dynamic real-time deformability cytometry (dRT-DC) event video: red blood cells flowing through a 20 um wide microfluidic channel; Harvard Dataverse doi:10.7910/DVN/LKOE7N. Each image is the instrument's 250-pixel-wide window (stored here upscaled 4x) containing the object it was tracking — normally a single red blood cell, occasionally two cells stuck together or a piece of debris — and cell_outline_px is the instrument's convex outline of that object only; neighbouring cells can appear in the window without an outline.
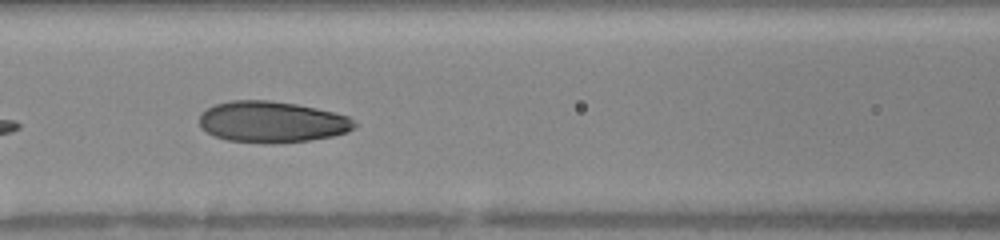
{"species": "human", "species_latin": "Homo sapiens", "temperature_condition": "warm", "stored_images_in_passage": 22, "camera_frame_rate_fps": 3000, "um_per_image_px": 0.085, "donor": {"sex": "female"}, "frame": {"image": 1, "passage_image": 10, "time_ms": 6.667, "image_size_px": [1000, 240], "cell_outline_px": [[360, 124], [348, 132], [332, 136], [308, 140], [272, 144], [264, 144], [228, 140], [216, 136], [208, 132], [200, 124], [200, 116], [208, 108], [216, 104], [232, 100], [268, 100], [296, 104], [316, 108], [348, 116]], "centroid_in_image_um": [23.17, 10.37], "position_along_channel_um": 143.4, "area_um2": 37.17}}
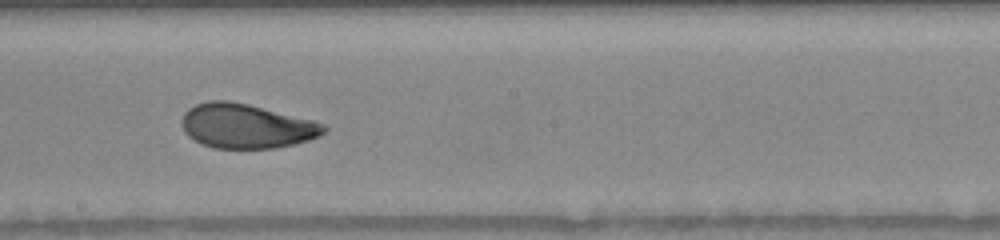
{"frame": {"image": 2, "passage_image": 12, "time_ms": 8.667, "image_size_px": [1000, 240], "cell_outline_px": [[328, 128], [324, 132], [308, 140], [276, 148], [216, 148], [200, 144], [188, 136], [184, 132], [184, 112], [188, 108], [196, 104], [208, 100], [228, 100], [248, 104], [312, 120], [324, 124]], "centroid_in_image_um": [20.91, 10.71], "position_along_channel_um": 227.3, "area_um2": 36.47}}
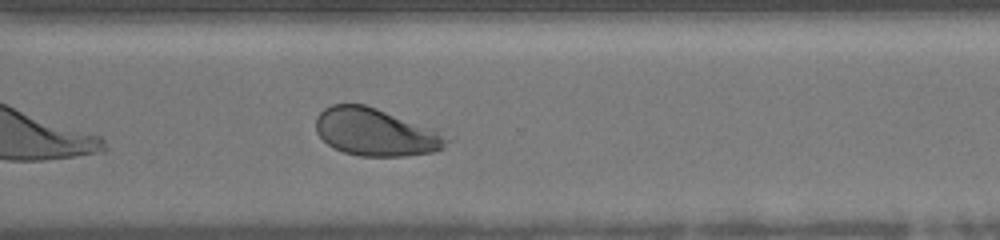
{"frame": {"image": 3, "passage_image": 17, "time_ms": 11.333, "image_size_px": [1000, 240], "cell_outline_px": [[456, 136], [444, 148], [436, 152], [404, 156], [360, 156], [344, 152], [332, 148], [316, 132], [316, 116], [324, 108], [332, 104], [364, 104], [436, 128]], "centroid_in_image_um": [32.04, 11.24], "position_along_channel_um": 338.6, "area_um2": 37.11}, "authors_computed_cell_mechanics": {"area_um2": 38.8994, "velocity_mm_per_s": 4.1842, "shape_relaxation_time_tau1_ms": 1.974, "shape_relaxation_time_tau2_ms": null, "deformation_change_tau1": 0.1393, "deformation_change_tau2": null}}